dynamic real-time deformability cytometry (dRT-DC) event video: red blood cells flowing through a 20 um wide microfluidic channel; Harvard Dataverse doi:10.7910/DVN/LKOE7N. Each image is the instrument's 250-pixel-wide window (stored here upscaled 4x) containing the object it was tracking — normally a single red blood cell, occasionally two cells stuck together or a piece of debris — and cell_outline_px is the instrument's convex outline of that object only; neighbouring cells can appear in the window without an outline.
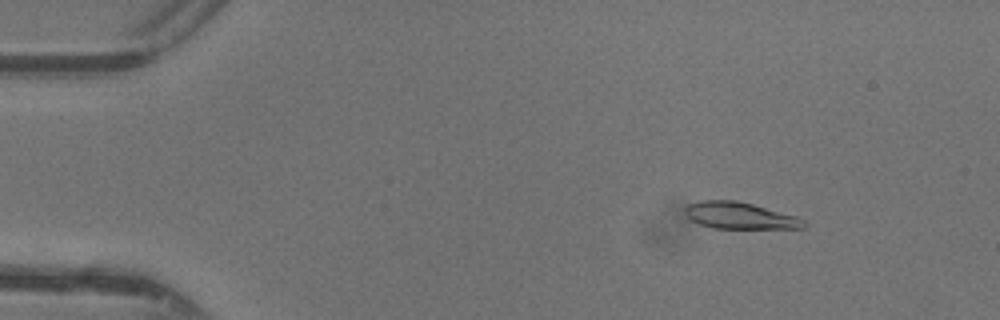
{"species": "common noctule bat (a hibernating species)", "species_latin": "Nyctalus noctula", "temperature_condition": "warm", "stored_images_in_passage": 47, "camera_frame_rate_fps": 3000, "um_per_image_px": 0.085, "animal": {"sex": "female"}, "frame": {"image": 1, "passage_image": 6, "time_ms": 1.667, "image_size_px": [1000, 320], "cell_outline_px": [[808, 224], [804, 228], [712, 228], [700, 224], [692, 220], [684, 212], [684, 208], [688, 204], [700, 200], [736, 200], [752, 204], [796, 216], [804, 220]], "centroid_in_image_um": [62.87, 18.32], "position_along_channel_um": 22.1, "area_um2": 18.38}}
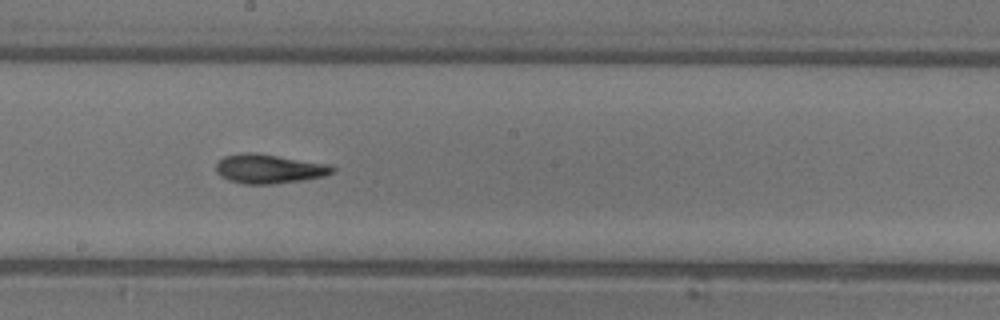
{"frame": {"image": 2, "passage_image": 26, "time_ms": 8.333, "image_size_px": [1000, 320], "cell_outline_px": [[336, 168], [332, 172], [324, 176], [300, 180], [272, 184], [244, 184], [228, 180], [220, 176], [216, 172], [216, 164], [224, 156], [244, 152], [252, 152], [332, 164]], "centroid_in_image_um": [22.86, 14.34], "position_along_channel_um": 225.3, "area_um2": 19.83}}
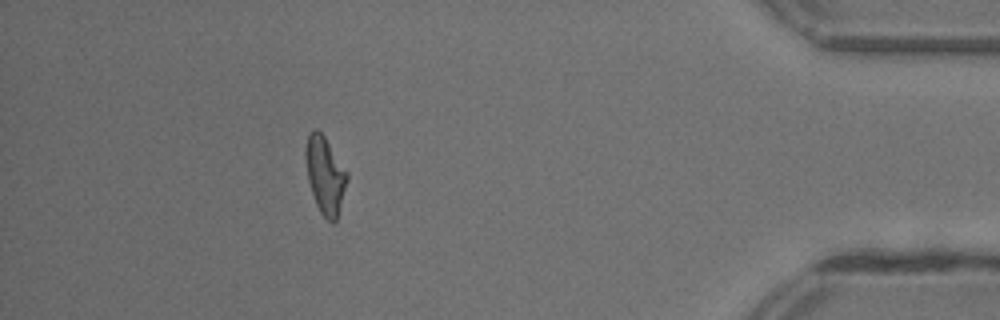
{"frame": {"image": 3, "passage_image": 42, "time_ms": 13.667, "image_size_px": [1000, 320], "cell_outline_px": [[348, 180], [336, 220], [332, 224], [320, 212], [316, 204], [308, 180], [304, 156], [304, 148], [308, 136], [316, 128], [324, 136], [348, 172]], "centroid_in_image_um": [27.63, 14.88], "position_along_channel_um": 407.6, "area_um2": 18.55}, "authors_computed_cell_mechanics": {"area_um2": 18.8428, "velocity_mm_per_s": 4.4039, "shape_relaxation_time_tau1_ms": 4.8415, "shape_relaxation_time_tau2_ms": 3.4836, "deformation_change_tau1": 0.1809, "deformation_change_tau2": 0.1207}}